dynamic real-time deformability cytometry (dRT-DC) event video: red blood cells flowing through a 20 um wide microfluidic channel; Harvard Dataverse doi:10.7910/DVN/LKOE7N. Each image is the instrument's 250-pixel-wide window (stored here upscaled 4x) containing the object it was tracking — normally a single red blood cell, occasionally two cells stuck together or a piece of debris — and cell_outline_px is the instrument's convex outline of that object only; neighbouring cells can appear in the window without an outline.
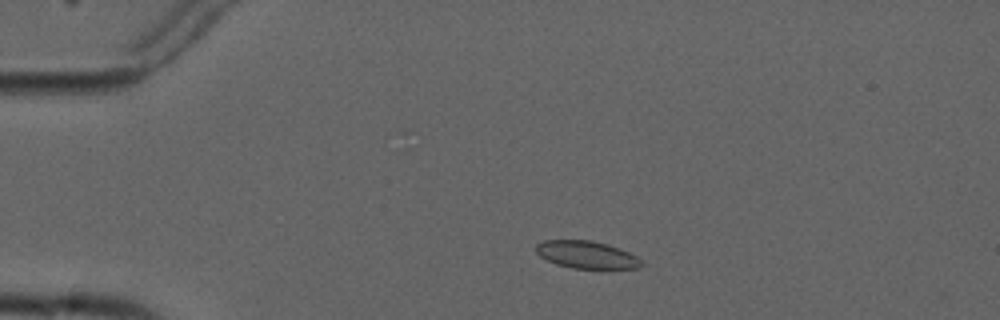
{"species": "common noctule bat (a hibernating species)", "species_latin": "Nyctalus noctula", "temperature_condition": "cold", "stored_images_in_passage": 3, "camera_frame_rate_fps": 3000, "um_per_image_px": 0.085, "animal": {"sex": "male", "forearm_length_mm": 52.5}, "frame": {"image": 1, "passage_image": 2, "time_ms": 1.0, "image_size_px": [1000, 320], "cell_outline_px": [[644, 264], [640, 268], [572, 268], [556, 264], [540, 256], [536, 252], [536, 244], [544, 240], [592, 240], [608, 244], [620, 248], [636, 256]], "centroid_in_image_um": [49.86, 21.64], "position_along_channel_um": 35.1, "area_um2": 16.82}}